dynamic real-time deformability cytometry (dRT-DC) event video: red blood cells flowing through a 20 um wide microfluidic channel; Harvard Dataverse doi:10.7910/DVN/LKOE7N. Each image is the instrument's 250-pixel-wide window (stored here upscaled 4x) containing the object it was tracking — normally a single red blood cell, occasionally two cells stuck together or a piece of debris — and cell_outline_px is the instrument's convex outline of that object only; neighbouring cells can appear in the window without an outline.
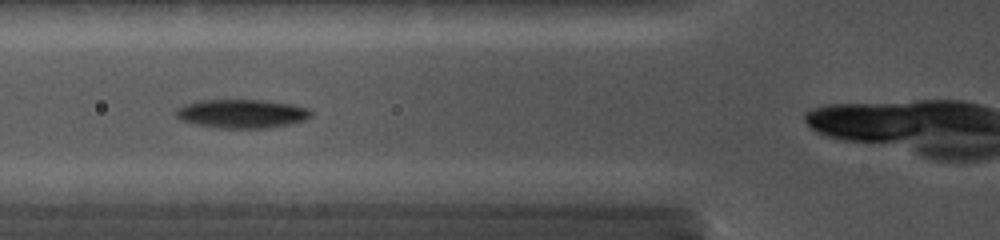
{"species": "common noctule bat (a hibernating species)", "species_latin": "Nyctalus noctula", "temperature_condition": "cold", "stored_images_in_passage": 22, "camera_frame_rate_fps": 5000, "um_per_image_px": 0.085, "animal": {"sex": "female", "body_mass_g": 19.0, "forearm_length_mm": 56.7}, "frame": {"image": 1, "passage_image": 8, "time_ms": 2.6, "image_size_px": [1000, 240], "cell_outline_px": [[312, 116], [304, 120], [288, 124], [264, 128], [220, 128], [196, 124], [184, 120], [176, 116], [176, 112], [180, 108], [188, 104], [204, 100], [260, 100], [288, 104], [304, 108], [312, 112]], "centroid_in_image_um": [20.57, 9.67], "position_along_channel_um": 105.2, "area_um2": 21.91}}
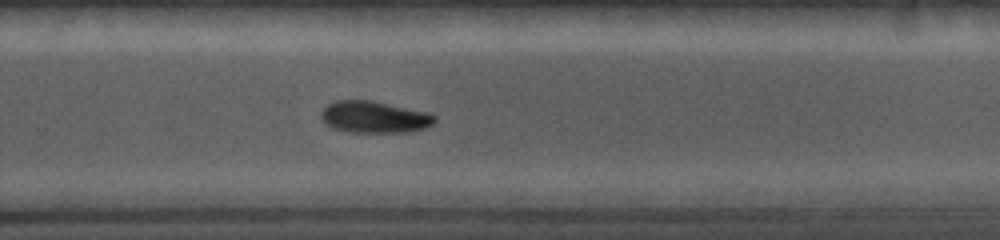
{"frame": {"image": 2, "passage_image": 16, "time_ms": 7.4, "image_size_px": [1000, 240], "cell_outline_px": [[436, 120], [432, 124], [424, 128], [412, 132], [352, 132], [332, 128], [320, 116], [320, 112], [328, 104], [336, 100], [372, 100], [432, 112], [436, 116]], "centroid_in_image_um": [31.87, 9.93], "position_along_channel_um": 297.9, "area_um2": 21.27}}
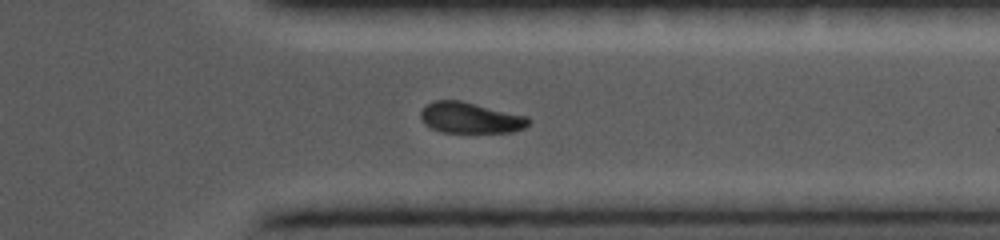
{"frame": {"image": 3, "passage_image": 19, "time_ms": 9.2, "image_size_px": [1000, 240], "cell_outline_px": [[532, 120], [524, 128], [512, 132], [440, 132], [424, 124], [420, 116], [420, 112], [432, 100], [460, 100], [528, 116]], "centroid_in_image_um": [39.99, 10.01], "position_along_channel_um": 371.4, "area_um2": 19.48}}